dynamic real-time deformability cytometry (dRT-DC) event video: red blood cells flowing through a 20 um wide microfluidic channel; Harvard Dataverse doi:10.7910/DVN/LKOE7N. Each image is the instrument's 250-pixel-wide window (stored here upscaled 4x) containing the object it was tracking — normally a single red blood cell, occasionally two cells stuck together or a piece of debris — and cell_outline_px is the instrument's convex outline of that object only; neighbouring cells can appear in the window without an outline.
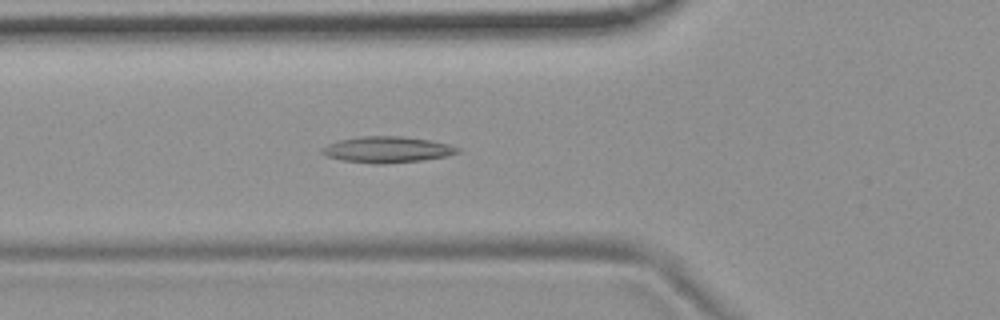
{"species": "common noctule bat (a hibernating species)", "species_latin": "Nyctalus noctula", "temperature_condition": "room temperature", "stored_images_in_passage": 5, "camera_frame_rate_fps": 3000, "um_per_image_px": 0.085, "animal": {"sex": "female", "body_mass_g": 19.9}, "frame": {"image": 1, "passage_image": 5, "time_ms": 4.667, "image_size_px": [1000, 320], "cell_outline_px": [[460, 152], [448, 156], [424, 160], [384, 164], [376, 164], [344, 160], [324, 156], [320, 152], [320, 148], [336, 140], [360, 136], [404, 136], [432, 140], [448, 144], [460, 148]], "centroid_in_image_um": [32.9, 12.71], "position_along_channel_um": 92.9, "area_um2": 20.98}}